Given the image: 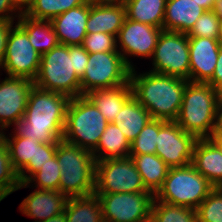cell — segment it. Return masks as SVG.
<instances>
[{"label":"cell","mask_w":222,"mask_h":222,"mask_svg":"<svg viewBox=\"0 0 222 222\" xmlns=\"http://www.w3.org/2000/svg\"><path fill=\"white\" fill-rule=\"evenodd\" d=\"M70 100L65 94L34 85L28 96L25 114L15 125L14 132L41 143H58L63 139Z\"/></svg>","instance_id":"cell-1"},{"label":"cell","mask_w":222,"mask_h":222,"mask_svg":"<svg viewBox=\"0 0 222 222\" xmlns=\"http://www.w3.org/2000/svg\"><path fill=\"white\" fill-rule=\"evenodd\" d=\"M129 82L133 97L153 119L176 120L188 80L151 71L136 75L133 68Z\"/></svg>","instance_id":"cell-2"},{"label":"cell","mask_w":222,"mask_h":222,"mask_svg":"<svg viewBox=\"0 0 222 222\" xmlns=\"http://www.w3.org/2000/svg\"><path fill=\"white\" fill-rule=\"evenodd\" d=\"M222 94L208 83L188 82L175 122L197 139L211 138Z\"/></svg>","instance_id":"cell-3"},{"label":"cell","mask_w":222,"mask_h":222,"mask_svg":"<svg viewBox=\"0 0 222 222\" xmlns=\"http://www.w3.org/2000/svg\"><path fill=\"white\" fill-rule=\"evenodd\" d=\"M56 158L61 168L59 191L67 197L95 193L96 161L90 150L63 139L57 143Z\"/></svg>","instance_id":"cell-4"},{"label":"cell","mask_w":222,"mask_h":222,"mask_svg":"<svg viewBox=\"0 0 222 222\" xmlns=\"http://www.w3.org/2000/svg\"><path fill=\"white\" fill-rule=\"evenodd\" d=\"M108 124L109 122L86 95L71 98L67 108L63 140L92 152Z\"/></svg>","instance_id":"cell-5"},{"label":"cell","mask_w":222,"mask_h":222,"mask_svg":"<svg viewBox=\"0 0 222 222\" xmlns=\"http://www.w3.org/2000/svg\"><path fill=\"white\" fill-rule=\"evenodd\" d=\"M34 85L70 98L81 96L80 78L76 75L74 53H69V45L59 44L41 55Z\"/></svg>","instance_id":"cell-6"},{"label":"cell","mask_w":222,"mask_h":222,"mask_svg":"<svg viewBox=\"0 0 222 222\" xmlns=\"http://www.w3.org/2000/svg\"><path fill=\"white\" fill-rule=\"evenodd\" d=\"M215 187L191 164L169 168L157 201L196 209Z\"/></svg>","instance_id":"cell-7"},{"label":"cell","mask_w":222,"mask_h":222,"mask_svg":"<svg viewBox=\"0 0 222 222\" xmlns=\"http://www.w3.org/2000/svg\"><path fill=\"white\" fill-rule=\"evenodd\" d=\"M131 68L120 52L88 53V63L80 78L81 95L129 83Z\"/></svg>","instance_id":"cell-8"},{"label":"cell","mask_w":222,"mask_h":222,"mask_svg":"<svg viewBox=\"0 0 222 222\" xmlns=\"http://www.w3.org/2000/svg\"><path fill=\"white\" fill-rule=\"evenodd\" d=\"M151 192L142 180L132 158L96 161L95 193Z\"/></svg>","instance_id":"cell-9"},{"label":"cell","mask_w":222,"mask_h":222,"mask_svg":"<svg viewBox=\"0 0 222 222\" xmlns=\"http://www.w3.org/2000/svg\"><path fill=\"white\" fill-rule=\"evenodd\" d=\"M151 72L184 78L189 81L190 58L188 35L162 30L152 55Z\"/></svg>","instance_id":"cell-10"},{"label":"cell","mask_w":222,"mask_h":222,"mask_svg":"<svg viewBox=\"0 0 222 222\" xmlns=\"http://www.w3.org/2000/svg\"><path fill=\"white\" fill-rule=\"evenodd\" d=\"M101 203L104 222H144L150 219L152 192L95 193Z\"/></svg>","instance_id":"cell-11"},{"label":"cell","mask_w":222,"mask_h":222,"mask_svg":"<svg viewBox=\"0 0 222 222\" xmlns=\"http://www.w3.org/2000/svg\"><path fill=\"white\" fill-rule=\"evenodd\" d=\"M41 54L31 45L27 33L18 25L10 29L2 66L8 76L34 81L40 67Z\"/></svg>","instance_id":"cell-12"},{"label":"cell","mask_w":222,"mask_h":222,"mask_svg":"<svg viewBox=\"0 0 222 222\" xmlns=\"http://www.w3.org/2000/svg\"><path fill=\"white\" fill-rule=\"evenodd\" d=\"M197 138L186 133L175 121L159 119V132L156 155L169 168L184 167L191 164L193 149Z\"/></svg>","instance_id":"cell-13"},{"label":"cell","mask_w":222,"mask_h":222,"mask_svg":"<svg viewBox=\"0 0 222 222\" xmlns=\"http://www.w3.org/2000/svg\"><path fill=\"white\" fill-rule=\"evenodd\" d=\"M163 29L149 24L125 19L120 31L117 34L121 51L127 65L133 69V65L127 54L130 56L151 57L154 53L158 37Z\"/></svg>","instance_id":"cell-14"},{"label":"cell","mask_w":222,"mask_h":222,"mask_svg":"<svg viewBox=\"0 0 222 222\" xmlns=\"http://www.w3.org/2000/svg\"><path fill=\"white\" fill-rule=\"evenodd\" d=\"M34 81L8 76L0 82V127L3 130L23 118Z\"/></svg>","instance_id":"cell-15"},{"label":"cell","mask_w":222,"mask_h":222,"mask_svg":"<svg viewBox=\"0 0 222 222\" xmlns=\"http://www.w3.org/2000/svg\"><path fill=\"white\" fill-rule=\"evenodd\" d=\"M189 81L207 83L215 71L221 43L208 37H188Z\"/></svg>","instance_id":"cell-16"},{"label":"cell","mask_w":222,"mask_h":222,"mask_svg":"<svg viewBox=\"0 0 222 222\" xmlns=\"http://www.w3.org/2000/svg\"><path fill=\"white\" fill-rule=\"evenodd\" d=\"M91 4L86 2L72 8L51 20L60 44L82 45L86 32Z\"/></svg>","instance_id":"cell-17"},{"label":"cell","mask_w":222,"mask_h":222,"mask_svg":"<svg viewBox=\"0 0 222 222\" xmlns=\"http://www.w3.org/2000/svg\"><path fill=\"white\" fill-rule=\"evenodd\" d=\"M191 165L214 187H222V151L211 139H197Z\"/></svg>","instance_id":"cell-18"},{"label":"cell","mask_w":222,"mask_h":222,"mask_svg":"<svg viewBox=\"0 0 222 222\" xmlns=\"http://www.w3.org/2000/svg\"><path fill=\"white\" fill-rule=\"evenodd\" d=\"M68 197L60 191L36 189L20 205V211L26 216L42 222L55 215L62 214Z\"/></svg>","instance_id":"cell-19"},{"label":"cell","mask_w":222,"mask_h":222,"mask_svg":"<svg viewBox=\"0 0 222 222\" xmlns=\"http://www.w3.org/2000/svg\"><path fill=\"white\" fill-rule=\"evenodd\" d=\"M9 139L3 135L13 169L17 172L20 182H27L35 174V154L41 142L30 137L24 138L16 133ZM30 175H26V173Z\"/></svg>","instance_id":"cell-20"},{"label":"cell","mask_w":222,"mask_h":222,"mask_svg":"<svg viewBox=\"0 0 222 222\" xmlns=\"http://www.w3.org/2000/svg\"><path fill=\"white\" fill-rule=\"evenodd\" d=\"M126 18L124 4H91L86 32H103L116 37Z\"/></svg>","instance_id":"cell-21"},{"label":"cell","mask_w":222,"mask_h":222,"mask_svg":"<svg viewBox=\"0 0 222 222\" xmlns=\"http://www.w3.org/2000/svg\"><path fill=\"white\" fill-rule=\"evenodd\" d=\"M205 11L194 0H167L163 30L187 34Z\"/></svg>","instance_id":"cell-22"},{"label":"cell","mask_w":222,"mask_h":222,"mask_svg":"<svg viewBox=\"0 0 222 222\" xmlns=\"http://www.w3.org/2000/svg\"><path fill=\"white\" fill-rule=\"evenodd\" d=\"M86 96L96 105L97 109L109 123H115L124 104L133 96L130 82L121 86L105 89H94Z\"/></svg>","instance_id":"cell-23"},{"label":"cell","mask_w":222,"mask_h":222,"mask_svg":"<svg viewBox=\"0 0 222 222\" xmlns=\"http://www.w3.org/2000/svg\"><path fill=\"white\" fill-rule=\"evenodd\" d=\"M17 24L27 33L33 48L44 54L59 45V39L51 21L31 19L23 13L18 14Z\"/></svg>","instance_id":"cell-24"},{"label":"cell","mask_w":222,"mask_h":222,"mask_svg":"<svg viewBox=\"0 0 222 222\" xmlns=\"http://www.w3.org/2000/svg\"><path fill=\"white\" fill-rule=\"evenodd\" d=\"M129 152L130 142L114 123L107 125L97 147L92 151L95 161L129 157Z\"/></svg>","instance_id":"cell-25"},{"label":"cell","mask_w":222,"mask_h":222,"mask_svg":"<svg viewBox=\"0 0 222 222\" xmlns=\"http://www.w3.org/2000/svg\"><path fill=\"white\" fill-rule=\"evenodd\" d=\"M152 119L145 109L133 96L124 104L115 123L122 130L126 139L131 143Z\"/></svg>","instance_id":"cell-26"},{"label":"cell","mask_w":222,"mask_h":222,"mask_svg":"<svg viewBox=\"0 0 222 222\" xmlns=\"http://www.w3.org/2000/svg\"><path fill=\"white\" fill-rule=\"evenodd\" d=\"M142 177L145 187L154 195L164 184L169 167L156 154L129 155Z\"/></svg>","instance_id":"cell-27"},{"label":"cell","mask_w":222,"mask_h":222,"mask_svg":"<svg viewBox=\"0 0 222 222\" xmlns=\"http://www.w3.org/2000/svg\"><path fill=\"white\" fill-rule=\"evenodd\" d=\"M67 222H104L98 196L68 197L64 209Z\"/></svg>","instance_id":"cell-28"},{"label":"cell","mask_w":222,"mask_h":222,"mask_svg":"<svg viewBox=\"0 0 222 222\" xmlns=\"http://www.w3.org/2000/svg\"><path fill=\"white\" fill-rule=\"evenodd\" d=\"M167 0H126L128 19L163 29Z\"/></svg>","instance_id":"cell-29"},{"label":"cell","mask_w":222,"mask_h":222,"mask_svg":"<svg viewBox=\"0 0 222 222\" xmlns=\"http://www.w3.org/2000/svg\"><path fill=\"white\" fill-rule=\"evenodd\" d=\"M85 3L86 0H33L22 13L31 19L51 21L63 12Z\"/></svg>","instance_id":"cell-30"},{"label":"cell","mask_w":222,"mask_h":222,"mask_svg":"<svg viewBox=\"0 0 222 222\" xmlns=\"http://www.w3.org/2000/svg\"><path fill=\"white\" fill-rule=\"evenodd\" d=\"M150 218L154 222H198L195 209L167 204L157 201L155 198L152 203Z\"/></svg>","instance_id":"cell-31"},{"label":"cell","mask_w":222,"mask_h":222,"mask_svg":"<svg viewBox=\"0 0 222 222\" xmlns=\"http://www.w3.org/2000/svg\"><path fill=\"white\" fill-rule=\"evenodd\" d=\"M60 171L61 168L55 155L51 160L43 164L41 169L37 171L27 182H20L16 190L23 187L26 188L25 186L28 187L30 183L36 181L35 183H37L36 186L38 189L59 191Z\"/></svg>","instance_id":"cell-32"},{"label":"cell","mask_w":222,"mask_h":222,"mask_svg":"<svg viewBox=\"0 0 222 222\" xmlns=\"http://www.w3.org/2000/svg\"><path fill=\"white\" fill-rule=\"evenodd\" d=\"M159 119H151L130 143L129 155L156 154Z\"/></svg>","instance_id":"cell-33"},{"label":"cell","mask_w":222,"mask_h":222,"mask_svg":"<svg viewBox=\"0 0 222 222\" xmlns=\"http://www.w3.org/2000/svg\"><path fill=\"white\" fill-rule=\"evenodd\" d=\"M195 210L198 222H222V188L215 187Z\"/></svg>","instance_id":"cell-34"},{"label":"cell","mask_w":222,"mask_h":222,"mask_svg":"<svg viewBox=\"0 0 222 222\" xmlns=\"http://www.w3.org/2000/svg\"><path fill=\"white\" fill-rule=\"evenodd\" d=\"M220 17L213 11H205L187 33L188 37L218 39Z\"/></svg>","instance_id":"cell-35"},{"label":"cell","mask_w":222,"mask_h":222,"mask_svg":"<svg viewBox=\"0 0 222 222\" xmlns=\"http://www.w3.org/2000/svg\"><path fill=\"white\" fill-rule=\"evenodd\" d=\"M17 172L13 169L10 154L4 142L0 144V187L5 188L10 194L19 186Z\"/></svg>","instance_id":"cell-36"},{"label":"cell","mask_w":222,"mask_h":222,"mask_svg":"<svg viewBox=\"0 0 222 222\" xmlns=\"http://www.w3.org/2000/svg\"><path fill=\"white\" fill-rule=\"evenodd\" d=\"M82 47L88 53L119 52V50H117L118 45L116 37L103 32L87 33Z\"/></svg>","instance_id":"cell-37"},{"label":"cell","mask_w":222,"mask_h":222,"mask_svg":"<svg viewBox=\"0 0 222 222\" xmlns=\"http://www.w3.org/2000/svg\"><path fill=\"white\" fill-rule=\"evenodd\" d=\"M57 143H40L35 154V173L56 155Z\"/></svg>","instance_id":"cell-38"},{"label":"cell","mask_w":222,"mask_h":222,"mask_svg":"<svg viewBox=\"0 0 222 222\" xmlns=\"http://www.w3.org/2000/svg\"><path fill=\"white\" fill-rule=\"evenodd\" d=\"M69 53H74V69L76 75L81 78L88 63V52L82 45H69Z\"/></svg>","instance_id":"cell-39"},{"label":"cell","mask_w":222,"mask_h":222,"mask_svg":"<svg viewBox=\"0 0 222 222\" xmlns=\"http://www.w3.org/2000/svg\"><path fill=\"white\" fill-rule=\"evenodd\" d=\"M15 10L22 13V9L18 6L16 0H0V21H13L15 17L12 13ZM9 11L12 13L10 14Z\"/></svg>","instance_id":"cell-40"},{"label":"cell","mask_w":222,"mask_h":222,"mask_svg":"<svg viewBox=\"0 0 222 222\" xmlns=\"http://www.w3.org/2000/svg\"><path fill=\"white\" fill-rule=\"evenodd\" d=\"M11 27H13V21H0V68L5 57L6 43Z\"/></svg>","instance_id":"cell-41"},{"label":"cell","mask_w":222,"mask_h":222,"mask_svg":"<svg viewBox=\"0 0 222 222\" xmlns=\"http://www.w3.org/2000/svg\"><path fill=\"white\" fill-rule=\"evenodd\" d=\"M207 83L222 94V44L220 46L215 71L212 78Z\"/></svg>","instance_id":"cell-42"},{"label":"cell","mask_w":222,"mask_h":222,"mask_svg":"<svg viewBox=\"0 0 222 222\" xmlns=\"http://www.w3.org/2000/svg\"><path fill=\"white\" fill-rule=\"evenodd\" d=\"M211 139H222V99L217 110L215 128Z\"/></svg>","instance_id":"cell-43"},{"label":"cell","mask_w":222,"mask_h":222,"mask_svg":"<svg viewBox=\"0 0 222 222\" xmlns=\"http://www.w3.org/2000/svg\"><path fill=\"white\" fill-rule=\"evenodd\" d=\"M198 5H200L204 10H213L216 0H194Z\"/></svg>","instance_id":"cell-44"},{"label":"cell","mask_w":222,"mask_h":222,"mask_svg":"<svg viewBox=\"0 0 222 222\" xmlns=\"http://www.w3.org/2000/svg\"><path fill=\"white\" fill-rule=\"evenodd\" d=\"M90 4H125L126 0H86Z\"/></svg>","instance_id":"cell-45"},{"label":"cell","mask_w":222,"mask_h":222,"mask_svg":"<svg viewBox=\"0 0 222 222\" xmlns=\"http://www.w3.org/2000/svg\"><path fill=\"white\" fill-rule=\"evenodd\" d=\"M42 222H67V218L65 216V213L63 212L62 214L55 215Z\"/></svg>","instance_id":"cell-46"},{"label":"cell","mask_w":222,"mask_h":222,"mask_svg":"<svg viewBox=\"0 0 222 222\" xmlns=\"http://www.w3.org/2000/svg\"><path fill=\"white\" fill-rule=\"evenodd\" d=\"M213 11L222 18V0H216Z\"/></svg>","instance_id":"cell-47"},{"label":"cell","mask_w":222,"mask_h":222,"mask_svg":"<svg viewBox=\"0 0 222 222\" xmlns=\"http://www.w3.org/2000/svg\"><path fill=\"white\" fill-rule=\"evenodd\" d=\"M33 0H16L18 6L23 10Z\"/></svg>","instance_id":"cell-48"},{"label":"cell","mask_w":222,"mask_h":222,"mask_svg":"<svg viewBox=\"0 0 222 222\" xmlns=\"http://www.w3.org/2000/svg\"><path fill=\"white\" fill-rule=\"evenodd\" d=\"M10 193L3 187H0V202L6 198Z\"/></svg>","instance_id":"cell-49"},{"label":"cell","mask_w":222,"mask_h":222,"mask_svg":"<svg viewBox=\"0 0 222 222\" xmlns=\"http://www.w3.org/2000/svg\"><path fill=\"white\" fill-rule=\"evenodd\" d=\"M218 40H219L220 43L222 44V18H220V22H219V35H218Z\"/></svg>","instance_id":"cell-50"},{"label":"cell","mask_w":222,"mask_h":222,"mask_svg":"<svg viewBox=\"0 0 222 222\" xmlns=\"http://www.w3.org/2000/svg\"><path fill=\"white\" fill-rule=\"evenodd\" d=\"M221 149L222 151V139H212Z\"/></svg>","instance_id":"cell-51"},{"label":"cell","mask_w":222,"mask_h":222,"mask_svg":"<svg viewBox=\"0 0 222 222\" xmlns=\"http://www.w3.org/2000/svg\"><path fill=\"white\" fill-rule=\"evenodd\" d=\"M0 131H3L2 129H0ZM3 135H4V133L2 132H0V144L3 142Z\"/></svg>","instance_id":"cell-52"},{"label":"cell","mask_w":222,"mask_h":222,"mask_svg":"<svg viewBox=\"0 0 222 222\" xmlns=\"http://www.w3.org/2000/svg\"><path fill=\"white\" fill-rule=\"evenodd\" d=\"M144 222H154L151 218L147 221H144Z\"/></svg>","instance_id":"cell-53"}]
</instances>
